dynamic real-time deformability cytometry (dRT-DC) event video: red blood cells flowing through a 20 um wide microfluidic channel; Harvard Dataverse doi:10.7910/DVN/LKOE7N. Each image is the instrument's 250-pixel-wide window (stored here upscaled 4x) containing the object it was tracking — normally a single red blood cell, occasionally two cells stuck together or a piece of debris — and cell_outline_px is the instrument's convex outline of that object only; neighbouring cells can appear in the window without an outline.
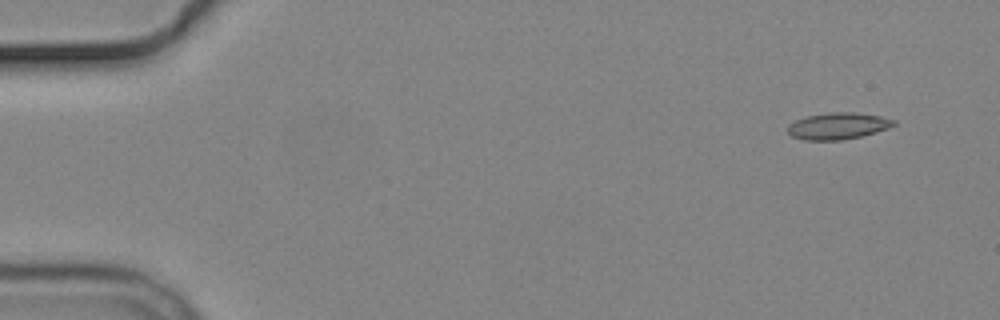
{"species": "common noctule bat (a hibernating species)", "species_latin": "Nyctalus noctula", "temperature_condition": "cold", "stored_images_in_passage": 4, "camera_frame_rate_fps": 3000, "um_per_image_px": 0.085, "animal": {"sex": "male", "body_mass_g": 19.2, "forearm_length_mm": 51.8}, "frame": {"image": 1, "passage_image": 1, "time_ms": 0.0, "image_size_px": [1000, 320], "cell_outline_px": [[896, 124], [888, 128], [876, 132], [860, 136], [840, 140], [804, 140], [792, 136], [788, 132], [788, 124], [796, 120], [808, 116], [828, 112], [852, 112], [880, 116], [896, 120]], "centroid_in_image_um": [71.22, 10.7], "position_along_channel_um": 13.8, "area_um2": 16.36}}